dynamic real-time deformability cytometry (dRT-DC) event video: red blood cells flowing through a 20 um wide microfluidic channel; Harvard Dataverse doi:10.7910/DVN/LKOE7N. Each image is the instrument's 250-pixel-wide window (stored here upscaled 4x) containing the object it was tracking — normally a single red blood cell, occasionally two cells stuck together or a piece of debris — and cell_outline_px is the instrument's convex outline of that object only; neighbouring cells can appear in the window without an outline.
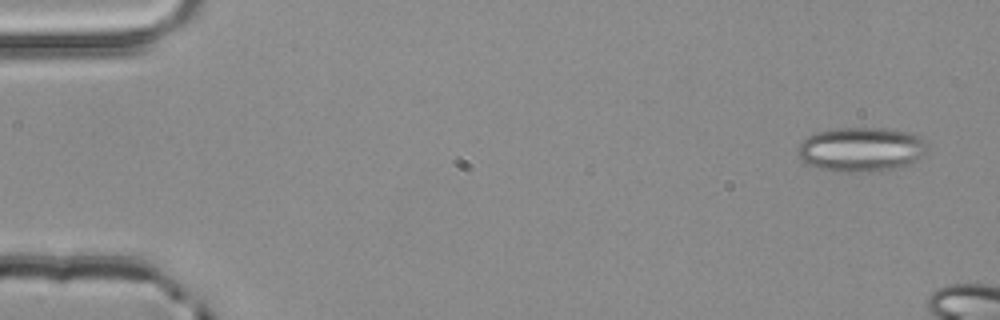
{"species": "common noctule bat (a hibernating species)", "species_latin": "Nyctalus noctula", "temperature_condition": "room temperature", "stored_images_in_passage": 4, "camera_frame_rate_fps": 3000, "um_per_image_px": 0.085, "animal": {"sex": "male", "body_mass_g": 20.4}, "frame": {"image": 1, "passage_image": 1, "time_ms": 0.0, "image_size_px": [1000, 320], "cell_outline_px": [[928, 148], [924, 156], [908, 164], [896, 168], [880, 172], [832, 172], [808, 164], [800, 156], [796, 148], [800, 140], [816, 132], [836, 128], [888, 128], [908, 132], [920, 136], [928, 144]], "centroid_in_image_um": [73.22, 12.7], "position_along_channel_um": 11.8, "area_um2": 34.1}}